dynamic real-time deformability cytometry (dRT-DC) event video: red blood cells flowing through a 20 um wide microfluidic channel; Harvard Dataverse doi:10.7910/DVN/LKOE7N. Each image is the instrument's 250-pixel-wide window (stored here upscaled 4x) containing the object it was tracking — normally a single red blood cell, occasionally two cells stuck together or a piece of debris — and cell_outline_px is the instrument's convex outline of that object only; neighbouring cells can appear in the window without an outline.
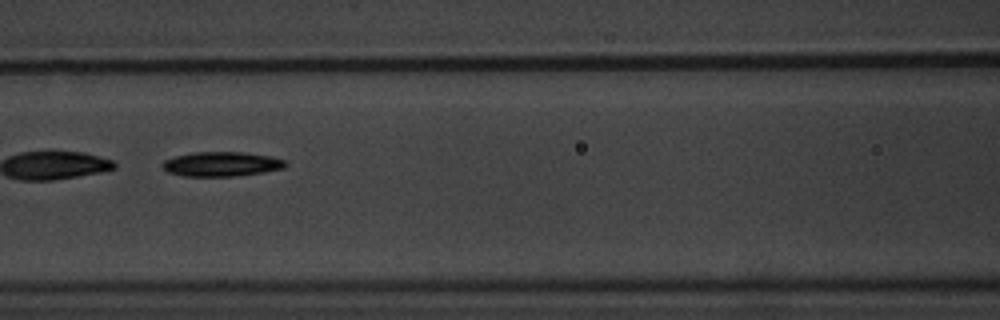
{"species": "common noctule bat (a hibernating species)", "species_latin": "Nyctalus noctula", "temperature_condition": "warm", "stored_images_in_passage": 14, "camera_frame_rate_fps": 3000, "um_per_image_px": 0.085, "animal": {"sex": "male", "body_mass_g": 20.1, "forearm_length_mm": 53.5}, "frame": {"image": 1, "passage_image": 7, "time_ms": 8.0, "image_size_px": [1000, 320], "cell_outline_px": [[288, 164], [284, 168], [264, 172], [232, 176], [184, 176], [168, 172], [160, 164], [164, 160], [176, 156], [192, 152], [244, 152], [268, 156], [284, 160]], "centroid_in_image_um": [18.81, 13.94], "position_along_channel_um": 147.8, "area_um2": 17.51}, "authors_computed_cell_mechanics": {"area_um2": 18.5827, "velocity_mm_per_s": 3.5513, "shape_relaxation_time_tau1_ms": 6.9358, "shape_relaxation_time_tau2_ms": null, "deformation_change_tau1": 0.1534, "deformation_change_tau2": null}}